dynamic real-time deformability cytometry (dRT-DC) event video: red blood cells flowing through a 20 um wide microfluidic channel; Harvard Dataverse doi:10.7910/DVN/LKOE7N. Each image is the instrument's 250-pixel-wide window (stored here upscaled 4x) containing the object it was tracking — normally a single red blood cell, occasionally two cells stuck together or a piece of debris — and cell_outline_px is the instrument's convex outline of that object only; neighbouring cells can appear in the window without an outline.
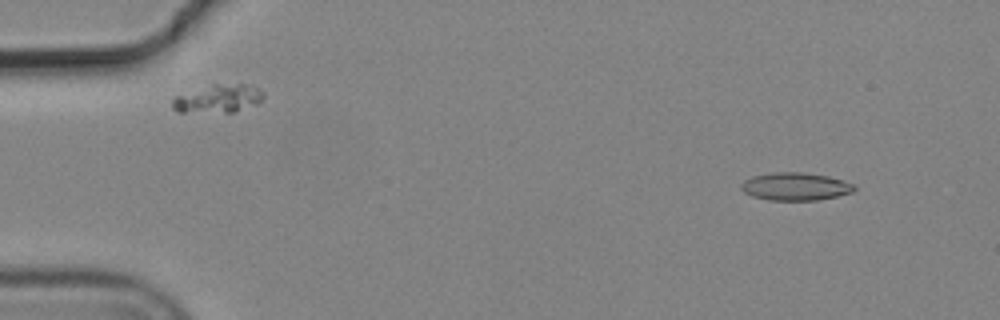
{"species": "common noctule bat (a hibernating species)", "species_latin": "Nyctalus noctula", "temperature_condition": "cold", "stored_images_in_passage": 4, "camera_frame_rate_fps": 3000, "um_per_image_px": 0.085, "animal": {"sex": "male", "body_mass_g": 19.2, "forearm_length_mm": 51.8}, "frame": {"image": 1, "passage_image": 2, "time_ms": 0.333, "image_size_px": [1000, 320], "cell_outline_px": [[856, 188], [852, 192], [836, 196], [816, 200], [768, 200], [752, 196], [744, 192], [740, 188], [740, 184], [744, 180], [752, 176], [772, 172], [804, 172], [828, 176], [844, 180], [852, 184]], "centroid_in_image_um": [67.57, 15.84], "position_along_channel_um": 17.4, "area_um2": 18.38}}